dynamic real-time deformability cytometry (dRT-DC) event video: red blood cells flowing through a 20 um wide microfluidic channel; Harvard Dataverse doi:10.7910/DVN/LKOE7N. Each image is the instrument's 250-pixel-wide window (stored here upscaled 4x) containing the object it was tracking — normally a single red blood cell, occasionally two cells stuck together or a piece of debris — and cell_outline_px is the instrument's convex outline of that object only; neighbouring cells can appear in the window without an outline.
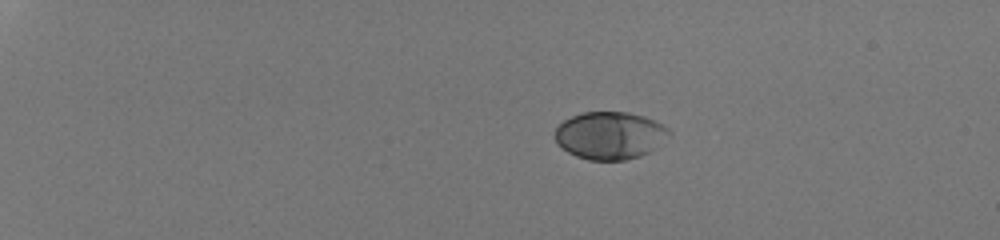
{"species": "human", "species_latin": "Homo sapiens", "temperature_condition": "room temperature", "stored_images_in_passage": 23, "camera_frame_rate_fps": 3000, "um_per_image_px": 0.085, "donor": {"sex": "male"}, "frame": {"image": 1, "passage_image": 1, "time_ms": 0.0, "image_size_px": [1000, 240], "cell_outline_px": [[672, 132], [648, 152], [640, 156], [624, 160], [588, 160], [576, 156], [568, 152], [556, 144], [556, 128], [564, 120], [572, 116], [584, 112], [628, 112], [644, 116], [668, 128]], "centroid_in_image_um": [51.8, 11.51], "position_along_channel_um": 33.2, "area_um2": 31.27}}
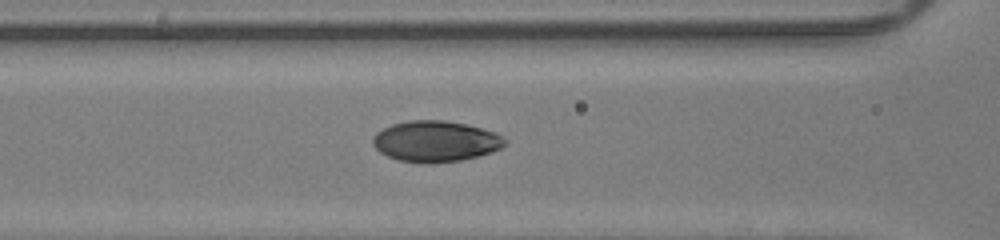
{"frame": {"image": 2, "passage_image": 17, "time_ms": 5.333, "image_size_px": [1000, 240], "cell_outline_px": [[508, 144], [492, 152], [480, 156], [460, 160], [396, 160], [380, 152], [372, 144], [372, 140], [376, 132], [392, 124], [408, 120], [444, 120], [464, 124], [496, 132], [504, 136], [508, 140]], "centroid_in_image_um": [37.06, 11.97], "position_along_channel_um": 129.5, "area_um2": 30.87}}
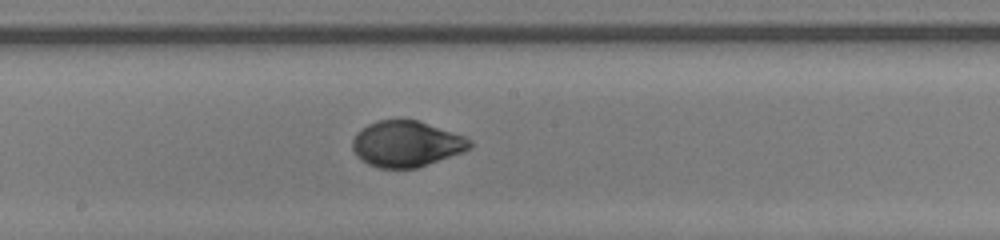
{"frame": {"image": 3, "passage_image": 23, "time_ms": 7.333, "image_size_px": [1000, 240], "cell_outline_px": [[472, 148], [464, 152], [416, 168], [380, 168], [368, 164], [356, 156], [352, 148], [352, 140], [356, 132], [368, 124], [376, 120], [416, 120], [464, 136], [472, 140]], "centroid_in_image_um": [34.53, 12.24], "position_along_channel_um": 213.7, "area_um2": 31.39}}